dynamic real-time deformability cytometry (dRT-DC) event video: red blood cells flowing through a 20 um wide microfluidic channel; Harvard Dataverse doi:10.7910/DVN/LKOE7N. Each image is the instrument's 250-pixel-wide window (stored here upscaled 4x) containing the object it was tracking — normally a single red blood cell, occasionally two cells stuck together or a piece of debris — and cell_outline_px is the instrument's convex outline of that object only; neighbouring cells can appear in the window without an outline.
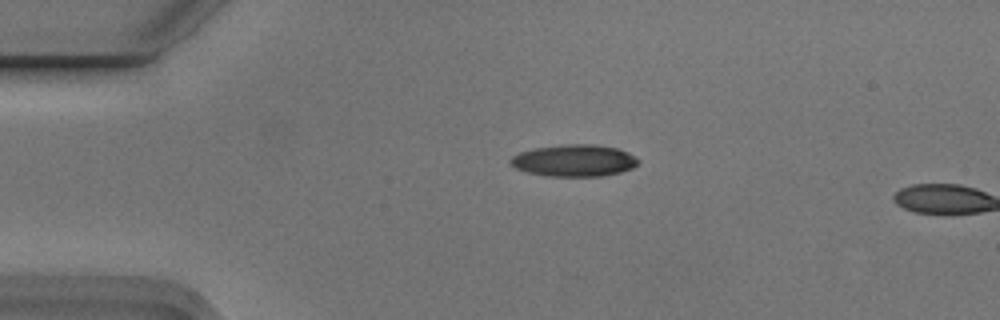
{"species": "Egyptian fruit bat (a non-hibernating species)", "species_latin": "Rousettus aegyptiacus", "temperature_condition": "cold", "stored_images_in_passage": 2, "camera_frame_rate_fps": 3000, "um_per_image_px": 0.085, "animal": {"sex": "male"}, "frame": {"image": 1, "passage_image": 1, "time_ms": 0.0, "image_size_px": [1000, 320], "cell_outline_px": [[640, 160], [632, 168], [620, 172], [600, 176], [544, 176], [524, 172], [508, 164], [508, 160], [512, 156], [520, 152], [536, 148], [564, 144], [592, 144], [616, 148], [628, 152], [636, 156]], "centroid_in_image_um": [48.76, 13.65], "position_along_channel_um": 36.2, "area_um2": 23.87}}